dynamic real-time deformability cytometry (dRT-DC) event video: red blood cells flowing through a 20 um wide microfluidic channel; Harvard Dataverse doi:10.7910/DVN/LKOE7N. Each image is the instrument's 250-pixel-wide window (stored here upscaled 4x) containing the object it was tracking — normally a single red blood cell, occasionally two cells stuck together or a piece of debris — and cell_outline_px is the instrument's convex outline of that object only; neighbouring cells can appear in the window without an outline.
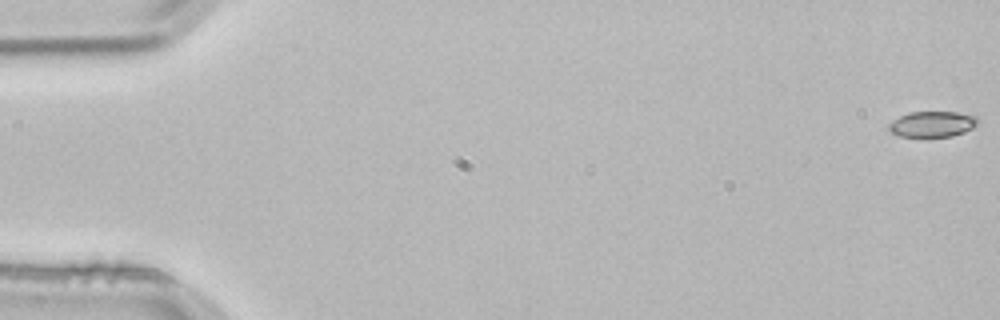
{"species": "common noctule bat (a hibernating species)", "species_latin": "Nyctalus noctula", "temperature_condition": "room temperature", "stored_images_in_passage": 4, "camera_frame_rate_fps": 3000, "um_per_image_px": 0.085, "animal": {"sex": "male", "body_mass_g": 21.5, "forearm_length_mm": 52.0}, "frame": {"image": 1, "passage_image": 1, "time_ms": 0.0, "image_size_px": [1000, 320], "cell_outline_px": [[980, 124], [964, 132], [952, 136], [900, 136], [892, 132], [888, 128], [888, 124], [892, 120], [908, 112], [956, 112], [976, 116], [980, 120]], "centroid_in_image_um": [79.28, 10.54], "position_along_channel_um": 5.7, "area_um2": 13.35}}
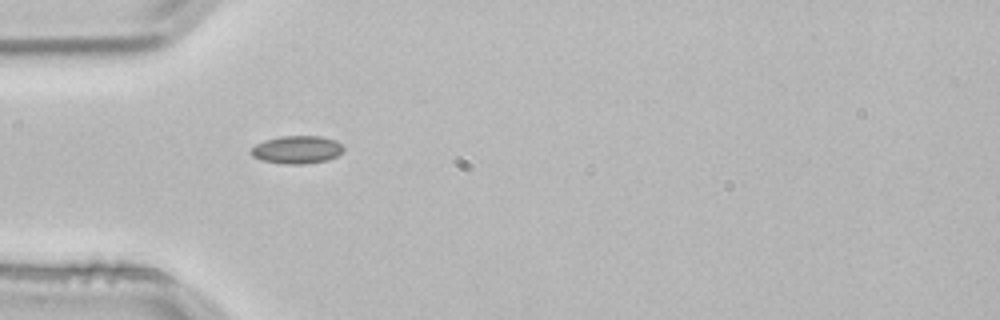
{"frame": {"image": 2, "passage_image": 4, "time_ms": 1.0, "image_size_px": [1000, 320], "cell_outline_px": [[344, 148], [336, 156], [328, 160], [304, 164], [284, 164], [260, 160], [252, 156], [248, 152], [256, 144], [264, 140], [280, 136], [320, 136], [336, 140]], "centroid_in_image_um": [25.2, 12.72], "position_along_channel_um": 59.8, "area_um2": 15.09}}